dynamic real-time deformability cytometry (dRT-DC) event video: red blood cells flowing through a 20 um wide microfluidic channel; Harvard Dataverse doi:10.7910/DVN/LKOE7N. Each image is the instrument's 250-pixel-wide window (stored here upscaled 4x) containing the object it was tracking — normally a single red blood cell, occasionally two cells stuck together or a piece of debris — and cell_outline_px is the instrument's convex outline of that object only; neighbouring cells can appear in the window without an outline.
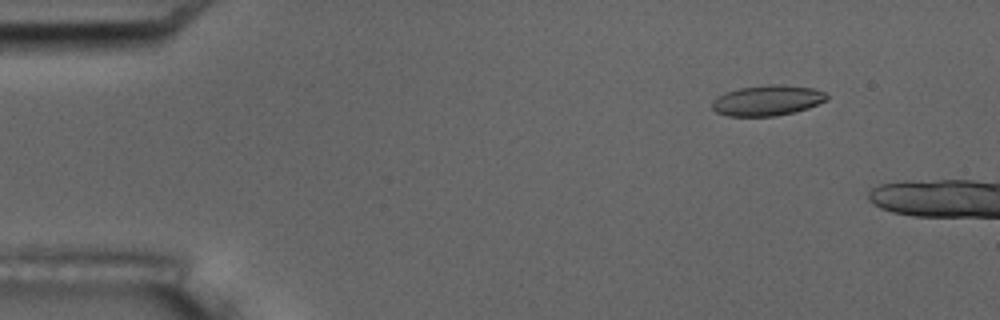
{"species": "common noctule bat (a hibernating species)", "species_latin": "Nyctalus noctula", "temperature_condition": "room temperature", "stored_images_in_passage": 4, "camera_frame_rate_fps": 3000, "um_per_image_px": 0.085, "animal": {"sex": "male", "body_mass_g": 17.5, "forearm_length_mm": 52.3}, "frame": {"image": 1, "passage_image": 2, "time_ms": 1.333, "image_size_px": [1000, 320], "cell_outline_px": [[828, 100], [808, 108], [796, 112], [776, 116], [728, 116], [716, 112], [712, 108], [712, 100], [728, 92], [740, 88], [768, 84], [780, 84], [812, 88], [824, 92], [828, 96]], "centroid_in_image_um": [65.25, 8.54], "position_along_channel_um": 19.7, "area_um2": 20.35}}